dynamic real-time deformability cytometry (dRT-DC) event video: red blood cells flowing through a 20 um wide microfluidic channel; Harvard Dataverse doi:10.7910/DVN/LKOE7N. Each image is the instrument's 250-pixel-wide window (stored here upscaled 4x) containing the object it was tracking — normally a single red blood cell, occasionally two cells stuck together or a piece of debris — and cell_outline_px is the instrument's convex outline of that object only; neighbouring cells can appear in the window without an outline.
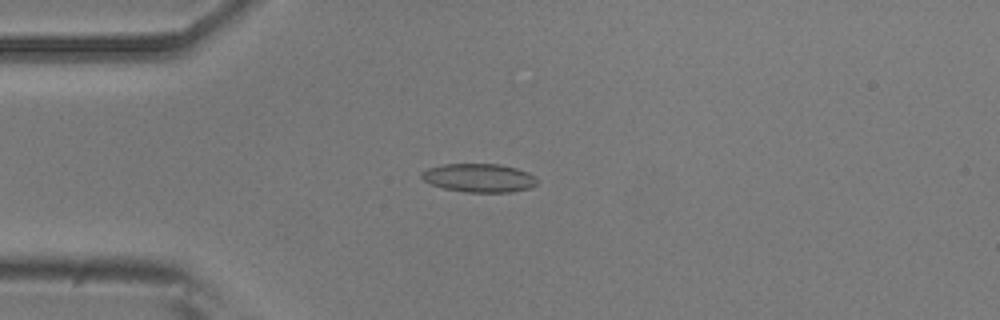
{"species": "common noctule bat (a hibernating species)", "species_latin": "Nyctalus noctula", "temperature_condition": "room temperature", "stored_images_in_passage": 43, "camera_frame_rate_fps": 3000, "um_per_image_px": 0.085, "animal": {"sex": "male", "body_mass_g": 20.5, "forearm_length_mm": 52.5}, "frame": {"image": 1, "passage_image": 4, "time_ms": 1.0, "image_size_px": [1000, 320], "cell_outline_px": [[540, 180], [536, 184], [528, 188], [512, 192], [464, 192], [444, 188], [432, 184], [424, 180], [420, 176], [420, 172], [428, 168], [444, 164], [500, 164], [516, 168], [528, 172], [536, 176]], "centroid_in_image_um": [40.74, 15.12], "position_along_channel_um": 44.3, "area_um2": 19.31}}
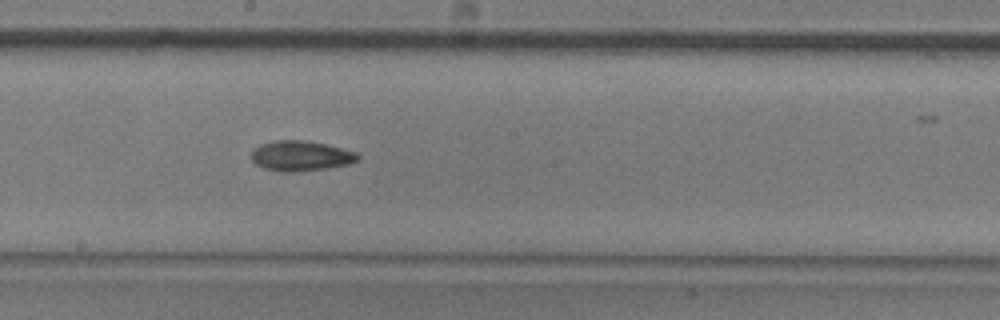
{"frame": {"image": 2, "passage_image": 19, "time_ms": 6.0, "image_size_px": [1000, 320], "cell_outline_px": [[360, 160], [348, 164], [328, 168], [296, 172], [280, 172], [264, 168], [256, 164], [252, 160], [252, 148], [260, 144], [276, 140], [300, 140], [324, 144], [356, 152], [360, 156]], "centroid_in_image_um": [25.55, 13.26], "position_along_channel_um": 222.7, "area_um2": 18.73}}
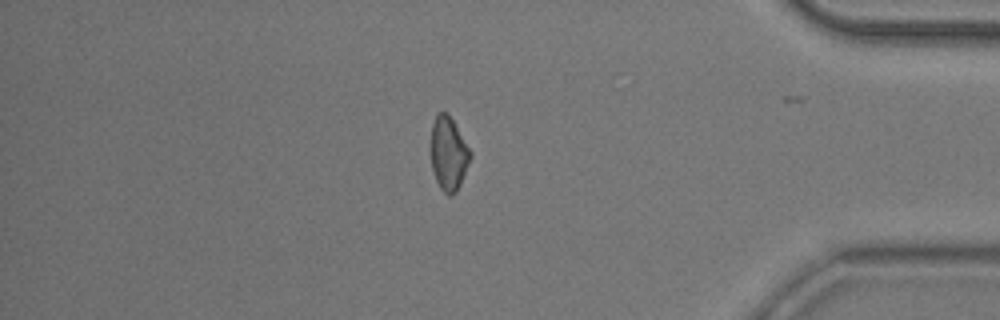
{"frame": {"image": 3, "passage_image": 35, "time_ms": 11.333, "image_size_px": [1000, 320], "cell_outline_px": [[472, 156], [460, 184], [456, 192], [452, 196], [448, 196], [440, 188], [436, 180], [432, 168], [428, 148], [432, 124], [436, 112], [444, 112], [452, 120], [472, 152]], "centroid_in_image_um": [38.08, 13.06], "position_along_channel_um": 397.1, "area_um2": 17.28}, "authors_computed_cell_mechanics": {"area_um2": 17.8024, "velocity_mm_per_s": 3.8977, "shape_relaxation_time_tau1_ms": 3.4708, "shape_relaxation_time_tau2_ms": null, "deformation_change_tau1": 0.1245, "deformation_change_tau2": null}}